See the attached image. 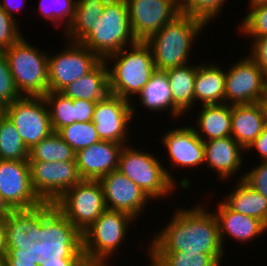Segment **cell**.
Segmentation results:
<instances>
[{"label": "cell", "mask_w": 267, "mask_h": 266, "mask_svg": "<svg viewBox=\"0 0 267 266\" xmlns=\"http://www.w3.org/2000/svg\"><path fill=\"white\" fill-rule=\"evenodd\" d=\"M260 106L262 108L263 116H264V123L267 127V95L259 101Z\"/></svg>", "instance_id": "50"}, {"label": "cell", "mask_w": 267, "mask_h": 266, "mask_svg": "<svg viewBox=\"0 0 267 266\" xmlns=\"http://www.w3.org/2000/svg\"><path fill=\"white\" fill-rule=\"evenodd\" d=\"M37 241L32 242V246L24 249H7L3 260L5 266H38L41 264L40 257L36 251Z\"/></svg>", "instance_id": "41"}, {"label": "cell", "mask_w": 267, "mask_h": 266, "mask_svg": "<svg viewBox=\"0 0 267 266\" xmlns=\"http://www.w3.org/2000/svg\"><path fill=\"white\" fill-rule=\"evenodd\" d=\"M205 153V165L213 168L219 181L225 182L233 178V175L243 163V151L245 150L231 136L203 141ZM232 176V177H231Z\"/></svg>", "instance_id": "20"}, {"label": "cell", "mask_w": 267, "mask_h": 266, "mask_svg": "<svg viewBox=\"0 0 267 266\" xmlns=\"http://www.w3.org/2000/svg\"><path fill=\"white\" fill-rule=\"evenodd\" d=\"M239 178L267 199V161H262Z\"/></svg>", "instance_id": "42"}, {"label": "cell", "mask_w": 267, "mask_h": 266, "mask_svg": "<svg viewBox=\"0 0 267 266\" xmlns=\"http://www.w3.org/2000/svg\"><path fill=\"white\" fill-rule=\"evenodd\" d=\"M66 49L48 53L49 91L60 92L68 84L92 71L102 60L79 42H68Z\"/></svg>", "instance_id": "11"}, {"label": "cell", "mask_w": 267, "mask_h": 266, "mask_svg": "<svg viewBox=\"0 0 267 266\" xmlns=\"http://www.w3.org/2000/svg\"><path fill=\"white\" fill-rule=\"evenodd\" d=\"M147 151L124 145L118 162V171L138 185L152 200L170 195L176 188L172 174Z\"/></svg>", "instance_id": "7"}, {"label": "cell", "mask_w": 267, "mask_h": 266, "mask_svg": "<svg viewBox=\"0 0 267 266\" xmlns=\"http://www.w3.org/2000/svg\"><path fill=\"white\" fill-rule=\"evenodd\" d=\"M227 0H177L179 13L202 19L207 25L221 14Z\"/></svg>", "instance_id": "37"}, {"label": "cell", "mask_w": 267, "mask_h": 266, "mask_svg": "<svg viewBox=\"0 0 267 266\" xmlns=\"http://www.w3.org/2000/svg\"><path fill=\"white\" fill-rule=\"evenodd\" d=\"M123 144L100 141L78 150L76 165L83 180H99L111 171L118 170L119 155Z\"/></svg>", "instance_id": "19"}, {"label": "cell", "mask_w": 267, "mask_h": 266, "mask_svg": "<svg viewBox=\"0 0 267 266\" xmlns=\"http://www.w3.org/2000/svg\"><path fill=\"white\" fill-rule=\"evenodd\" d=\"M76 3L77 0H40L39 14L43 16L42 18L52 21L53 24L55 23L54 25L57 27L65 24L64 29H67L73 20Z\"/></svg>", "instance_id": "36"}, {"label": "cell", "mask_w": 267, "mask_h": 266, "mask_svg": "<svg viewBox=\"0 0 267 266\" xmlns=\"http://www.w3.org/2000/svg\"><path fill=\"white\" fill-rule=\"evenodd\" d=\"M38 266H89L85 259H48Z\"/></svg>", "instance_id": "46"}, {"label": "cell", "mask_w": 267, "mask_h": 266, "mask_svg": "<svg viewBox=\"0 0 267 266\" xmlns=\"http://www.w3.org/2000/svg\"><path fill=\"white\" fill-rule=\"evenodd\" d=\"M12 211L0 194V219H5Z\"/></svg>", "instance_id": "49"}, {"label": "cell", "mask_w": 267, "mask_h": 266, "mask_svg": "<svg viewBox=\"0 0 267 266\" xmlns=\"http://www.w3.org/2000/svg\"><path fill=\"white\" fill-rule=\"evenodd\" d=\"M150 266H220L201 252H148Z\"/></svg>", "instance_id": "33"}, {"label": "cell", "mask_w": 267, "mask_h": 266, "mask_svg": "<svg viewBox=\"0 0 267 266\" xmlns=\"http://www.w3.org/2000/svg\"><path fill=\"white\" fill-rule=\"evenodd\" d=\"M207 24L200 18L187 14L177 15L145 43L150 47L155 69H169L189 64L192 43L200 36Z\"/></svg>", "instance_id": "2"}, {"label": "cell", "mask_w": 267, "mask_h": 266, "mask_svg": "<svg viewBox=\"0 0 267 266\" xmlns=\"http://www.w3.org/2000/svg\"><path fill=\"white\" fill-rule=\"evenodd\" d=\"M96 103L88 100L74 99V122L92 121Z\"/></svg>", "instance_id": "44"}, {"label": "cell", "mask_w": 267, "mask_h": 266, "mask_svg": "<svg viewBox=\"0 0 267 266\" xmlns=\"http://www.w3.org/2000/svg\"><path fill=\"white\" fill-rule=\"evenodd\" d=\"M129 48L130 51L125 47L104 61L108 67L113 63L108 68L110 94L131 102V96L141 92L156 69L151 49L145 42L138 41Z\"/></svg>", "instance_id": "3"}, {"label": "cell", "mask_w": 267, "mask_h": 266, "mask_svg": "<svg viewBox=\"0 0 267 266\" xmlns=\"http://www.w3.org/2000/svg\"><path fill=\"white\" fill-rule=\"evenodd\" d=\"M41 262L48 259H85L82 233L56 208L54 203L40 205V242L36 244Z\"/></svg>", "instance_id": "4"}, {"label": "cell", "mask_w": 267, "mask_h": 266, "mask_svg": "<svg viewBox=\"0 0 267 266\" xmlns=\"http://www.w3.org/2000/svg\"><path fill=\"white\" fill-rule=\"evenodd\" d=\"M47 102L53 132L74 123L73 100L61 92L48 91L43 96Z\"/></svg>", "instance_id": "34"}, {"label": "cell", "mask_w": 267, "mask_h": 266, "mask_svg": "<svg viewBox=\"0 0 267 266\" xmlns=\"http://www.w3.org/2000/svg\"><path fill=\"white\" fill-rule=\"evenodd\" d=\"M54 204L81 233L106 210L103 189L98 180H82Z\"/></svg>", "instance_id": "9"}, {"label": "cell", "mask_w": 267, "mask_h": 266, "mask_svg": "<svg viewBox=\"0 0 267 266\" xmlns=\"http://www.w3.org/2000/svg\"><path fill=\"white\" fill-rule=\"evenodd\" d=\"M5 115L16 127L28 150L53 132L49 108L43 96H22L5 107Z\"/></svg>", "instance_id": "10"}, {"label": "cell", "mask_w": 267, "mask_h": 266, "mask_svg": "<svg viewBox=\"0 0 267 266\" xmlns=\"http://www.w3.org/2000/svg\"><path fill=\"white\" fill-rule=\"evenodd\" d=\"M249 9L251 11L243 17L239 24L240 32L248 37L267 35V3L249 7Z\"/></svg>", "instance_id": "38"}, {"label": "cell", "mask_w": 267, "mask_h": 266, "mask_svg": "<svg viewBox=\"0 0 267 266\" xmlns=\"http://www.w3.org/2000/svg\"><path fill=\"white\" fill-rule=\"evenodd\" d=\"M251 149L257 150L260 155L261 161H267V127L265 126L261 134L253 141V143L245 150L250 151Z\"/></svg>", "instance_id": "45"}, {"label": "cell", "mask_w": 267, "mask_h": 266, "mask_svg": "<svg viewBox=\"0 0 267 266\" xmlns=\"http://www.w3.org/2000/svg\"><path fill=\"white\" fill-rule=\"evenodd\" d=\"M108 0H77L74 17L65 29L70 42H80L93 28L96 20L103 14Z\"/></svg>", "instance_id": "30"}, {"label": "cell", "mask_w": 267, "mask_h": 266, "mask_svg": "<svg viewBox=\"0 0 267 266\" xmlns=\"http://www.w3.org/2000/svg\"><path fill=\"white\" fill-rule=\"evenodd\" d=\"M194 96L201 105L225 103V71L216 63L197 64Z\"/></svg>", "instance_id": "26"}, {"label": "cell", "mask_w": 267, "mask_h": 266, "mask_svg": "<svg viewBox=\"0 0 267 266\" xmlns=\"http://www.w3.org/2000/svg\"><path fill=\"white\" fill-rule=\"evenodd\" d=\"M0 159L29 160V150L22 141L14 124L5 115L0 120Z\"/></svg>", "instance_id": "32"}, {"label": "cell", "mask_w": 267, "mask_h": 266, "mask_svg": "<svg viewBox=\"0 0 267 266\" xmlns=\"http://www.w3.org/2000/svg\"><path fill=\"white\" fill-rule=\"evenodd\" d=\"M200 204L175 210L169 223L157 231L147 252H201L210 255L220 266L224 256L214 212Z\"/></svg>", "instance_id": "1"}, {"label": "cell", "mask_w": 267, "mask_h": 266, "mask_svg": "<svg viewBox=\"0 0 267 266\" xmlns=\"http://www.w3.org/2000/svg\"><path fill=\"white\" fill-rule=\"evenodd\" d=\"M216 211L214 215L218 223L222 246H225L228 235L238 242L246 243L267 231V226L262 221L231 210L222 200L218 203Z\"/></svg>", "instance_id": "21"}, {"label": "cell", "mask_w": 267, "mask_h": 266, "mask_svg": "<svg viewBox=\"0 0 267 266\" xmlns=\"http://www.w3.org/2000/svg\"><path fill=\"white\" fill-rule=\"evenodd\" d=\"M200 111L196 118L197 127L194 126L193 129L202 141L231 136L232 105H202Z\"/></svg>", "instance_id": "24"}, {"label": "cell", "mask_w": 267, "mask_h": 266, "mask_svg": "<svg viewBox=\"0 0 267 266\" xmlns=\"http://www.w3.org/2000/svg\"><path fill=\"white\" fill-rule=\"evenodd\" d=\"M162 144L167 149L172 169L198 168L205 163L204 143L191 126L171 129L163 134Z\"/></svg>", "instance_id": "18"}, {"label": "cell", "mask_w": 267, "mask_h": 266, "mask_svg": "<svg viewBox=\"0 0 267 266\" xmlns=\"http://www.w3.org/2000/svg\"><path fill=\"white\" fill-rule=\"evenodd\" d=\"M5 116V107L0 103V120Z\"/></svg>", "instance_id": "52"}, {"label": "cell", "mask_w": 267, "mask_h": 266, "mask_svg": "<svg viewBox=\"0 0 267 266\" xmlns=\"http://www.w3.org/2000/svg\"><path fill=\"white\" fill-rule=\"evenodd\" d=\"M4 1V2H3ZM2 2L0 1V5L1 7L3 8V10L8 14L10 15L13 19H16L15 16H14V10L17 12V10H21L22 8V5L24 4V2L26 0H20L17 1V3H15L16 1L15 0H3ZM15 1V2H14ZM14 3V4H13ZM19 3V4H18ZM20 3H23L20 5Z\"/></svg>", "instance_id": "47"}, {"label": "cell", "mask_w": 267, "mask_h": 266, "mask_svg": "<svg viewBox=\"0 0 267 266\" xmlns=\"http://www.w3.org/2000/svg\"><path fill=\"white\" fill-rule=\"evenodd\" d=\"M131 215L106 209L99 218L82 232V250L89 266H107L124 242L128 226L134 223ZM116 252V253H115Z\"/></svg>", "instance_id": "6"}, {"label": "cell", "mask_w": 267, "mask_h": 266, "mask_svg": "<svg viewBox=\"0 0 267 266\" xmlns=\"http://www.w3.org/2000/svg\"><path fill=\"white\" fill-rule=\"evenodd\" d=\"M0 266H5L3 261L0 262Z\"/></svg>", "instance_id": "53"}, {"label": "cell", "mask_w": 267, "mask_h": 266, "mask_svg": "<svg viewBox=\"0 0 267 266\" xmlns=\"http://www.w3.org/2000/svg\"><path fill=\"white\" fill-rule=\"evenodd\" d=\"M267 3V0H250L249 7Z\"/></svg>", "instance_id": "51"}, {"label": "cell", "mask_w": 267, "mask_h": 266, "mask_svg": "<svg viewBox=\"0 0 267 266\" xmlns=\"http://www.w3.org/2000/svg\"><path fill=\"white\" fill-rule=\"evenodd\" d=\"M0 194L12 210L32 209L43 203L32 188L29 160L0 159Z\"/></svg>", "instance_id": "14"}, {"label": "cell", "mask_w": 267, "mask_h": 266, "mask_svg": "<svg viewBox=\"0 0 267 266\" xmlns=\"http://www.w3.org/2000/svg\"><path fill=\"white\" fill-rule=\"evenodd\" d=\"M249 56L256 62L267 79V35L252 37Z\"/></svg>", "instance_id": "43"}, {"label": "cell", "mask_w": 267, "mask_h": 266, "mask_svg": "<svg viewBox=\"0 0 267 266\" xmlns=\"http://www.w3.org/2000/svg\"><path fill=\"white\" fill-rule=\"evenodd\" d=\"M125 1L128 6L131 29L137 41L145 42L180 14L177 0Z\"/></svg>", "instance_id": "16"}, {"label": "cell", "mask_w": 267, "mask_h": 266, "mask_svg": "<svg viewBox=\"0 0 267 266\" xmlns=\"http://www.w3.org/2000/svg\"><path fill=\"white\" fill-rule=\"evenodd\" d=\"M125 0H108L94 28L79 42L101 60L137 43Z\"/></svg>", "instance_id": "5"}, {"label": "cell", "mask_w": 267, "mask_h": 266, "mask_svg": "<svg viewBox=\"0 0 267 266\" xmlns=\"http://www.w3.org/2000/svg\"><path fill=\"white\" fill-rule=\"evenodd\" d=\"M21 97L15 86L6 55L0 51V103L7 107Z\"/></svg>", "instance_id": "39"}, {"label": "cell", "mask_w": 267, "mask_h": 266, "mask_svg": "<svg viewBox=\"0 0 267 266\" xmlns=\"http://www.w3.org/2000/svg\"><path fill=\"white\" fill-rule=\"evenodd\" d=\"M18 26L16 19L8 15L0 5V51L12 47L24 36Z\"/></svg>", "instance_id": "40"}, {"label": "cell", "mask_w": 267, "mask_h": 266, "mask_svg": "<svg viewBox=\"0 0 267 266\" xmlns=\"http://www.w3.org/2000/svg\"><path fill=\"white\" fill-rule=\"evenodd\" d=\"M4 219H0V262L4 260L7 253V238Z\"/></svg>", "instance_id": "48"}, {"label": "cell", "mask_w": 267, "mask_h": 266, "mask_svg": "<svg viewBox=\"0 0 267 266\" xmlns=\"http://www.w3.org/2000/svg\"><path fill=\"white\" fill-rule=\"evenodd\" d=\"M21 96H44L49 91L48 52H42L22 37L3 51Z\"/></svg>", "instance_id": "8"}, {"label": "cell", "mask_w": 267, "mask_h": 266, "mask_svg": "<svg viewBox=\"0 0 267 266\" xmlns=\"http://www.w3.org/2000/svg\"><path fill=\"white\" fill-rule=\"evenodd\" d=\"M31 184L43 202L54 203L83 179L76 161L29 162Z\"/></svg>", "instance_id": "13"}, {"label": "cell", "mask_w": 267, "mask_h": 266, "mask_svg": "<svg viewBox=\"0 0 267 266\" xmlns=\"http://www.w3.org/2000/svg\"><path fill=\"white\" fill-rule=\"evenodd\" d=\"M265 127L260 103L232 105L231 137L245 150Z\"/></svg>", "instance_id": "23"}, {"label": "cell", "mask_w": 267, "mask_h": 266, "mask_svg": "<svg viewBox=\"0 0 267 266\" xmlns=\"http://www.w3.org/2000/svg\"><path fill=\"white\" fill-rule=\"evenodd\" d=\"M172 92L173 105L184 115L195 103L196 65H182L165 71Z\"/></svg>", "instance_id": "28"}, {"label": "cell", "mask_w": 267, "mask_h": 266, "mask_svg": "<svg viewBox=\"0 0 267 266\" xmlns=\"http://www.w3.org/2000/svg\"><path fill=\"white\" fill-rule=\"evenodd\" d=\"M98 181L103 189L106 209L125 212L136 220L141 216L150 198L132 180L115 170Z\"/></svg>", "instance_id": "17"}, {"label": "cell", "mask_w": 267, "mask_h": 266, "mask_svg": "<svg viewBox=\"0 0 267 266\" xmlns=\"http://www.w3.org/2000/svg\"><path fill=\"white\" fill-rule=\"evenodd\" d=\"M60 92L72 100H103L110 93L107 63L102 60L92 71L68 84Z\"/></svg>", "instance_id": "25"}, {"label": "cell", "mask_w": 267, "mask_h": 266, "mask_svg": "<svg viewBox=\"0 0 267 266\" xmlns=\"http://www.w3.org/2000/svg\"><path fill=\"white\" fill-rule=\"evenodd\" d=\"M7 249L27 250L33 241L40 242V205L13 210L5 219Z\"/></svg>", "instance_id": "22"}, {"label": "cell", "mask_w": 267, "mask_h": 266, "mask_svg": "<svg viewBox=\"0 0 267 266\" xmlns=\"http://www.w3.org/2000/svg\"><path fill=\"white\" fill-rule=\"evenodd\" d=\"M131 103L110 93L96 103L92 122L100 140L127 145V126L135 115Z\"/></svg>", "instance_id": "15"}, {"label": "cell", "mask_w": 267, "mask_h": 266, "mask_svg": "<svg viewBox=\"0 0 267 266\" xmlns=\"http://www.w3.org/2000/svg\"><path fill=\"white\" fill-rule=\"evenodd\" d=\"M76 152L57 132H52L29 150V162L76 161Z\"/></svg>", "instance_id": "31"}, {"label": "cell", "mask_w": 267, "mask_h": 266, "mask_svg": "<svg viewBox=\"0 0 267 266\" xmlns=\"http://www.w3.org/2000/svg\"><path fill=\"white\" fill-rule=\"evenodd\" d=\"M237 186L223 202L233 211L255 217L267 226V199L242 179L238 178Z\"/></svg>", "instance_id": "29"}, {"label": "cell", "mask_w": 267, "mask_h": 266, "mask_svg": "<svg viewBox=\"0 0 267 266\" xmlns=\"http://www.w3.org/2000/svg\"><path fill=\"white\" fill-rule=\"evenodd\" d=\"M57 133L75 152L101 141L92 121L74 122Z\"/></svg>", "instance_id": "35"}, {"label": "cell", "mask_w": 267, "mask_h": 266, "mask_svg": "<svg viewBox=\"0 0 267 266\" xmlns=\"http://www.w3.org/2000/svg\"><path fill=\"white\" fill-rule=\"evenodd\" d=\"M138 98L142 106L151 111H165L168 109L171 110L170 114L174 118L183 117V114L172 103V92L165 71L156 70L138 94Z\"/></svg>", "instance_id": "27"}, {"label": "cell", "mask_w": 267, "mask_h": 266, "mask_svg": "<svg viewBox=\"0 0 267 266\" xmlns=\"http://www.w3.org/2000/svg\"><path fill=\"white\" fill-rule=\"evenodd\" d=\"M267 95V79L250 57L245 56L225 71V103H257Z\"/></svg>", "instance_id": "12"}]
</instances>
